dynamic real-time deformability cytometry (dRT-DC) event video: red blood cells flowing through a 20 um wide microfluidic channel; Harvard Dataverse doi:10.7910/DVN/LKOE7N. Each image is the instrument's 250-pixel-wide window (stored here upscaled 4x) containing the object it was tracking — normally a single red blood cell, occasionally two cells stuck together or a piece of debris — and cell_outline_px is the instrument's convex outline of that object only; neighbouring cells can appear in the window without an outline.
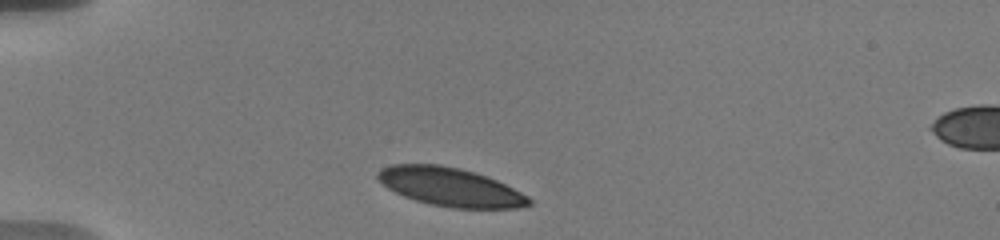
{"species": "human", "species_latin": "Homo sapiens", "temperature_condition": "warm", "stored_images_in_passage": 6, "camera_frame_rate_fps": 3000, "um_per_image_px": 0.085, "donor": {"sex": "male"}, "frame": {"image": 1, "passage_image": 1, "time_ms": 0.0, "image_size_px": [1000, 240], "cell_outline_px": [[532, 204], [516, 208], [452, 208], [432, 204], [416, 200], [404, 196], [388, 188], [376, 176], [376, 172], [380, 168], [392, 164], [440, 164], [460, 168], [496, 180], [528, 196], [532, 200]], "centroid_in_image_um": [38.25, 15.88], "position_along_channel_um": 46.7, "area_um2": 33.64}}